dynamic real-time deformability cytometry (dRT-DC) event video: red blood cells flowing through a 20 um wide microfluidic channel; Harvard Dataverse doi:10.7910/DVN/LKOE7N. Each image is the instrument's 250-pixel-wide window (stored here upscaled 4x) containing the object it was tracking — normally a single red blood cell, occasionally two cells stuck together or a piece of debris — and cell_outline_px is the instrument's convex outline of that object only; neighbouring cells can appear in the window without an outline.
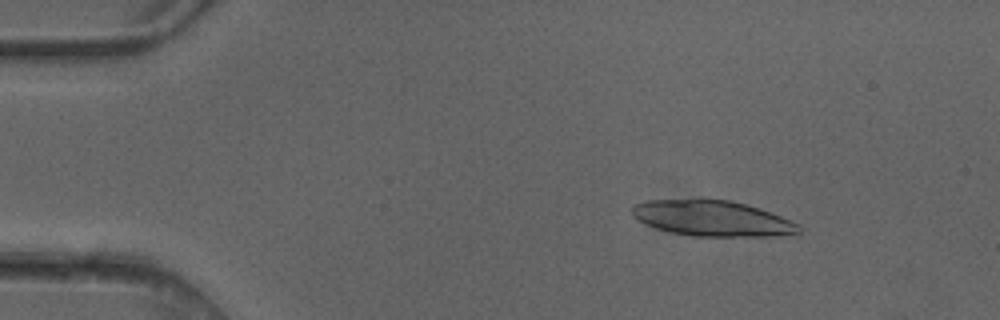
{"species": "common noctule bat (a hibernating species)", "species_latin": "Nyctalus noctula", "temperature_condition": "cold", "stored_images_in_passage": 3, "camera_frame_rate_fps": 3000, "um_per_image_px": 0.085, "animal": {"sex": "female"}, "frame": {"image": 1, "passage_image": 1, "time_ms": 0.0, "image_size_px": [1000, 320], "cell_outline_px": [[800, 232], [776, 236], [696, 236], [672, 232], [648, 224], [640, 220], [632, 212], [632, 204], [648, 200], [700, 196], [728, 200], [760, 208], [800, 224]], "centroid_in_image_um": [60.53, 18.51], "position_along_channel_um": 24.5, "area_um2": 35.03}}